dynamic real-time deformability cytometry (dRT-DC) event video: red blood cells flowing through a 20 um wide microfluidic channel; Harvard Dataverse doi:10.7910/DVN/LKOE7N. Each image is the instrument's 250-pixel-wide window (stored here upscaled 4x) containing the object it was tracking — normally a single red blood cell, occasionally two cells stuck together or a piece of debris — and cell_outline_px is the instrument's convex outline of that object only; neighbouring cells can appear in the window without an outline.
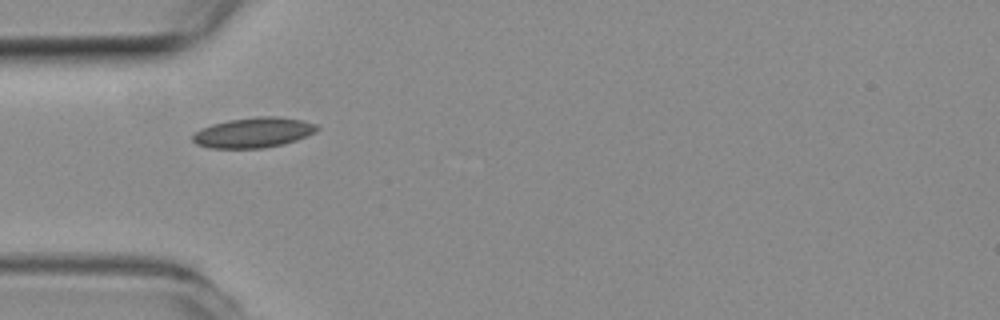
{"species": "common noctule bat (a hibernating species)", "species_latin": "Nyctalus noctula", "temperature_condition": "room temperature", "stored_images_in_passage": 18, "camera_frame_rate_fps": 3000, "um_per_image_px": 0.085, "animal": {"sex": "female", "body_mass_g": 19.3, "forearm_length_mm": 54.1}, "frame": {"image": 1, "passage_image": 1, "time_ms": 0.0, "image_size_px": [1000, 320], "cell_outline_px": [[320, 128], [316, 132], [296, 140], [284, 144], [264, 148], [212, 148], [196, 144], [192, 140], [192, 136], [196, 132], [212, 124], [228, 120], [256, 116], [276, 116], [304, 120], [316, 124]], "centroid_in_image_um": [21.59, 11.26], "position_along_channel_um": 63.4, "area_um2": 21.91}}
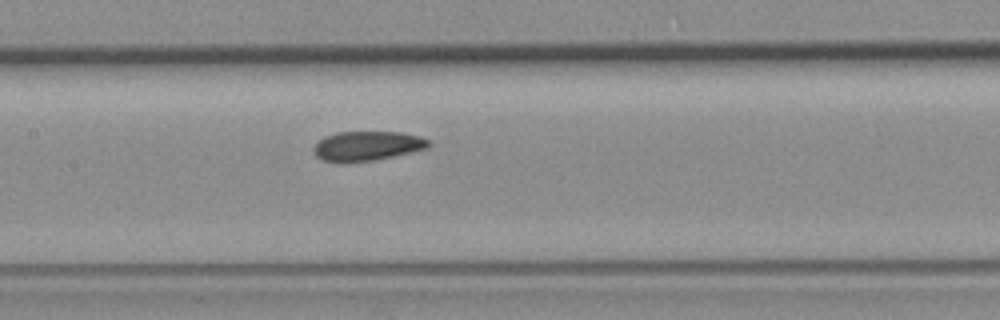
{"frame": {"image": 2, "passage_image": 10, "time_ms": 3.0, "image_size_px": [1000, 320], "cell_outline_px": [[432, 144], [428, 148], [392, 156], [372, 160], [348, 164], [340, 164], [324, 160], [316, 156], [312, 148], [324, 136], [336, 132], [400, 132], [420, 136], [428, 140]], "centroid_in_image_um": [31.17, 12.42], "position_along_channel_um": 176.2, "area_um2": 20.0}}
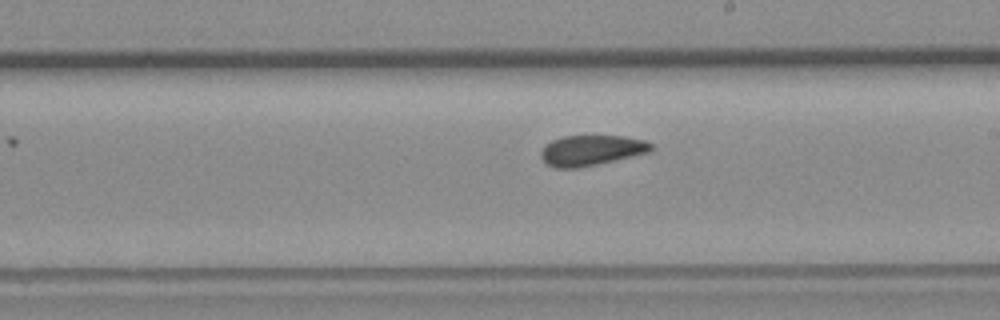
{"frame": {"image": 3, "passage_image": 15, "time_ms": 4.667, "image_size_px": [1000, 320], "cell_outline_px": [[652, 148], [648, 152], [580, 168], [556, 168], [548, 164], [540, 156], [540, 152], [552, 140], [564, 136], [624, 136], [644, 140], [652, 144]], "centroid_in_image_um": [50.25, 12.78], "position_along_channel_um": 238.8, "area_um2": 19.19}}